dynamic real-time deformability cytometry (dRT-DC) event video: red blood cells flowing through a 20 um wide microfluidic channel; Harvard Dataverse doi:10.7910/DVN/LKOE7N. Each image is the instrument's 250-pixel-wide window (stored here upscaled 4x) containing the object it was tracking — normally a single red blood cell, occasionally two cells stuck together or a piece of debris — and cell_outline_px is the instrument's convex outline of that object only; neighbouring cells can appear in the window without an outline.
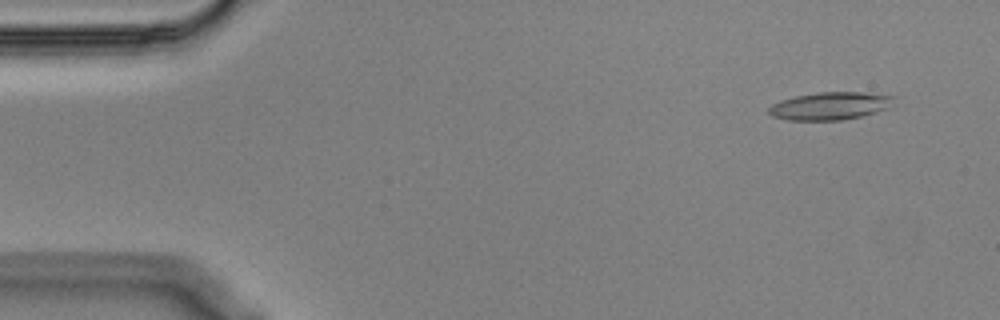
{"species": "Egyptian fruit bat (a non-hibernating species)", "species_latin": "Rousettus aegyptiacus", "temperature_condition": "cold", "stored_images_in_passage": 55, "segment_of_instrument_passage": [1, 2], "camera_frame_rate_fps": 3000, "um_per_image_px": 0.085, "animal": {"sex": "male"}, "frame": {"image": 1, "passage_image": 4, "time_ms": 1.0, "image_size_px": [1000, 320], "cell_outline_px": [[900, 96], [884, 108], [876, 112], [860, 116], [840, 120], [788, 120], [772, 116], [768, 112], [768, 108], [772, 104], [780, 100], [796, 96], [820, 92], [860, 92]], "centroid_in_image_um": [70.54, 8.99], "position_along_channel_um": 14.5, "area_um2": 20.06}}
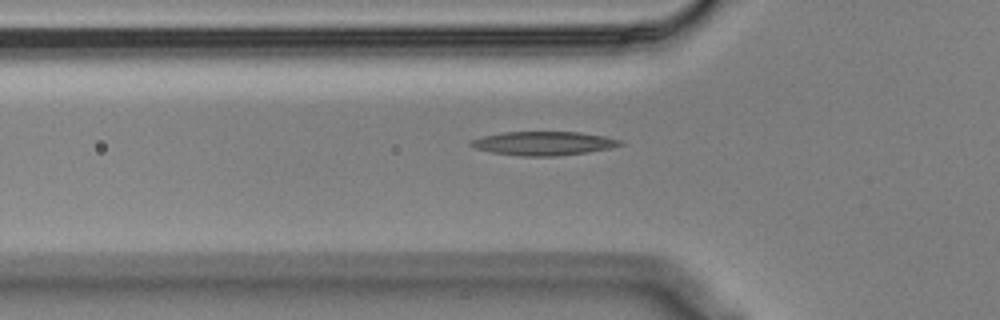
{"frame": {"image": 2, "passage_image": 18, "time_ms": 5.667, "image_size_px": [1000, 320], "cell_outline_px": [[624, 144], [608, 148], [588, 152], [556, 156], [520, 156], [492, 152], [476, 148], [468, 144], [472, 140], [484, 136], [504, 132], [580, 132], [604, 136], [620, 140]], "centroid_in_image_um": [46.2, 12.18], "position_along_channel_um": 79.6, "area_um2": 20.46}}
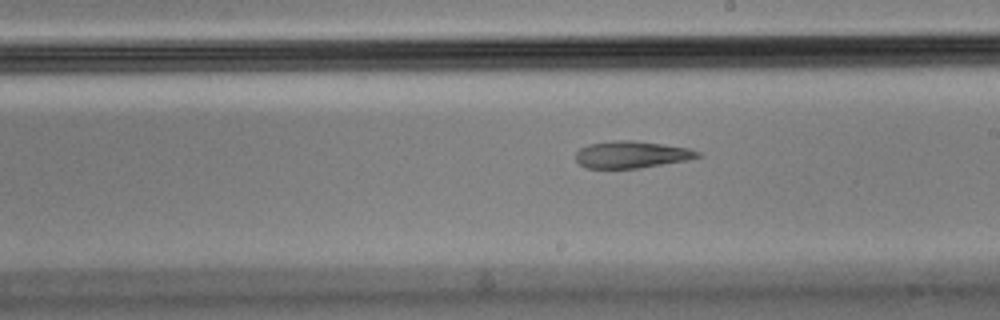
{"frame": {"image": 3, "passage_image": 31, "time_ms": 10.0, "image_size_px": [1000, 320], "cell_outline_px": [[704, 156], [688, 160], [640, 168], [588, 168], [580, 164], [576, 160], [576, 152], [580, 148], [588, 144], [612, 140], [636, 140], [664, 144], [688, 148], [700, 152]], "centroid_in_image_um": [53.71, 13.13], "position_along_channel_um": 235.3, "area_um2": 19.36}}